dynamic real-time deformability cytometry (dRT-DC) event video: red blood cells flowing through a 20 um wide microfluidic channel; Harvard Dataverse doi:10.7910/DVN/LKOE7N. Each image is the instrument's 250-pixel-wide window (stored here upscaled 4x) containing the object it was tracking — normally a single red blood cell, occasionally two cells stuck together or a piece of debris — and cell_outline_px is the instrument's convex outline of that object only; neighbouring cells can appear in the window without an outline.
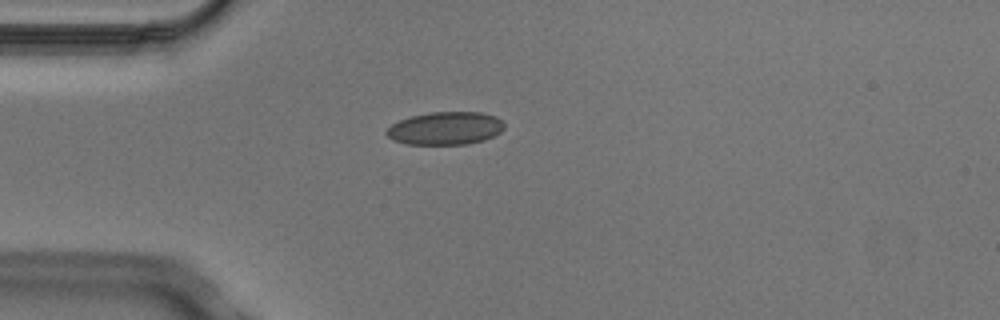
{"species": "Egyptian fruit bat (a non-hibernating species)", "species_latin": "Rousettus aegyptiacus", "temperature_condition": "cold", "stored_images_in_passage": 3, "camera_frame_rate_fps": 3000, "um_per_image_px": 0.085, "animal": {"sex": "male"}, "frame": {"image": 1, "passage_image": 3, "time_ms": 0.667, "image_size_px": [1000, 320], "cell_outline_px": [[504, 128], [500, 132], [484, 140], [468, 144], [408, 144], [392, 140], [384, 132], [392, 124], [400, 120], [412, 116], [432, 112], [480, 112], [496, 116], [504, 124]], "centroid_in_image_um": [37.85, 10.91], "position_along_channel_um": 47.1, "area_um2": 22.48}}